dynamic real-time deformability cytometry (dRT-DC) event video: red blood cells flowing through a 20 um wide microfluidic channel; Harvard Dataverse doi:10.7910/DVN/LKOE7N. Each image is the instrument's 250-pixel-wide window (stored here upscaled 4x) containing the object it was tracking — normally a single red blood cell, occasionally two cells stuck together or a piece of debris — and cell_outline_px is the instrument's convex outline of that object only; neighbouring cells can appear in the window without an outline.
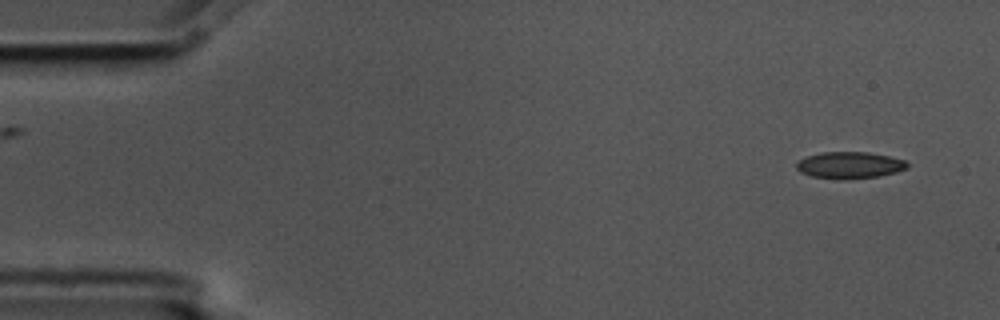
{"species": "common noctule bat (a hibernating species)", "species_latin": "Nyctalus noctula", "temperature_condition": "cold", "stored_images_in_passage": 3, "camera_frame_rate_fps": 3000, "um_per_image_px": 0.085, "animal": {"sex": "male", "body_mass_g": 17.5, "forearm_length_mm": 52.3}, "frame": {"image": 1, "passage_image": 3, "time_ms": 0.667, "image_size_px": [1000, 320], "cell_outline_px": [[908, 168], [896, 172], [880, 176], [844, 180], [840, 180], [812, 176], [800, 172], [796, 168], [796, 160], [804, 156], [820, 152], [868, 152], [888, 156], [904, 160], [908, 164]], "centroid_in_image_um": [72.17, 14.04], "position_along_channel_um": 12.8, "area_um2": 17.51}}